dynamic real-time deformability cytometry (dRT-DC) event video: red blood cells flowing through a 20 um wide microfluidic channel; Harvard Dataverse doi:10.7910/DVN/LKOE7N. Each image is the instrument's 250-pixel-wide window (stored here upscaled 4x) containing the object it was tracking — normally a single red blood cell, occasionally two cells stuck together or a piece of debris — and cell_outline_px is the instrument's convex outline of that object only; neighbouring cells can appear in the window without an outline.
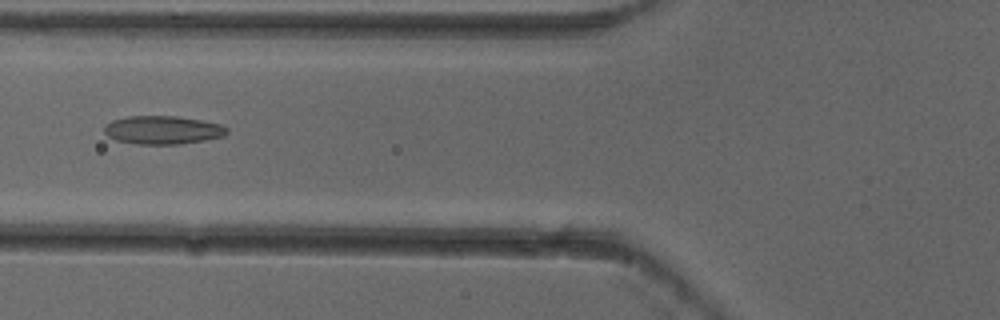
{"species": "common noctule bat (a hibernating species)", "species_latin": "Nyctalus noctula", "temperature_condition": "cold", "stored_images_in_passage": 7, "camera_frame_rate_fps": 3000, "um_per_image_px": 0.085, "animal": {"sex": "female"}, "frame": {"image": 1, "passage_image": 6, "time_ms": 1.667, "image_size_px": [1000, 320], "cell_outline_px": [[228, 132], [224, 136], [204, 140], [180, 144], [136, 144], [116, 140], [108, 136], [104, 132], [104, 124], [112, 120], [128, 116], [176, 116], [200, 120], [220, 124], [228, 128]], "centroid_in_image_um": [13.81, 11.05], "position_along_channel_um": 112.0, "area_um2": 20.29}}
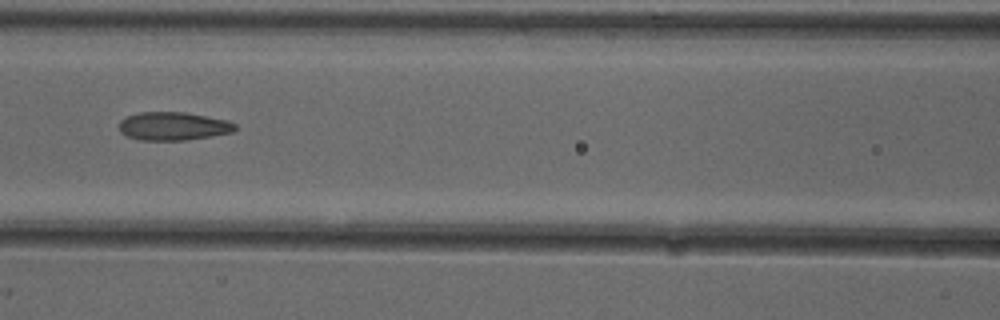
{"frame": {"image": 2, "passage_image": 7, "time_ms": 2.0, "image_size_px": [1000, 320], "cell_outline_px": [[236, 128], [232, 132], [212, 136], [184, 140], [140, 140], [128, 136], [120, 132], [120, 120], [124, 116], [140, 112], [184, 112], [228, 120], [236, 124]], "centroid_in_image_um": [14.71, 10.72], "position_along_channel_um": 151.9, "area_um2": 19.13}}